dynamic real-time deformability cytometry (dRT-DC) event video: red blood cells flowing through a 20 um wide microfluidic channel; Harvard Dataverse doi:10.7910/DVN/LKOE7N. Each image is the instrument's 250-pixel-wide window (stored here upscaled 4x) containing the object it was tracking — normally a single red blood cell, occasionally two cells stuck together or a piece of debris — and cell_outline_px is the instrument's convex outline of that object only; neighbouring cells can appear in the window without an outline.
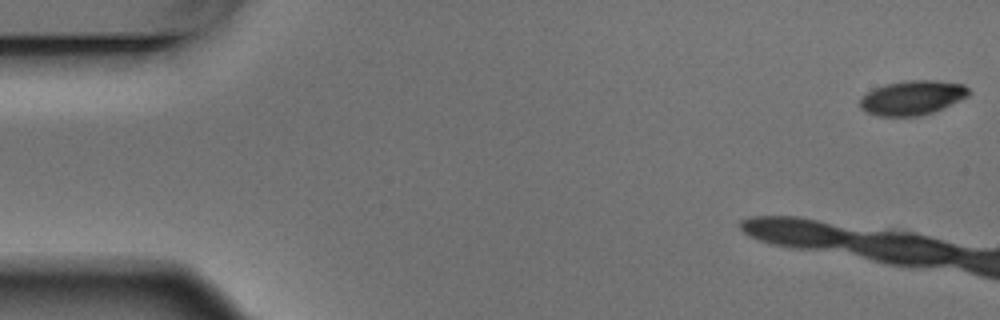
{"species": "Egyptian fruit bat (a non-hibernating species)", "species_latin": "Rousettus aegyptiacus", "temperature_condition": "warm", "stored_images_in_passage": 4, "camera_frame_rate_fps": 3000, "um_per_image_px": 0.085, "animal": {"sex": "male"}, "frame": {"image": 1, "passage_image": 1, "time_ms": 0.0, "image_size_px": [1000, 320], "cell_outline_px": [[972, 92], [968, 96], [960, 100], [932, 112], [920, 116], [876, 116], [860, 108], [860, 100], [868, 92], [884, 84], [904, 80], [936, 80], [964, 84]], "centroid_in_image_um": [77.57, 8.29], "position_along_channel_um": 7.4, "area_um2": 21.79}}